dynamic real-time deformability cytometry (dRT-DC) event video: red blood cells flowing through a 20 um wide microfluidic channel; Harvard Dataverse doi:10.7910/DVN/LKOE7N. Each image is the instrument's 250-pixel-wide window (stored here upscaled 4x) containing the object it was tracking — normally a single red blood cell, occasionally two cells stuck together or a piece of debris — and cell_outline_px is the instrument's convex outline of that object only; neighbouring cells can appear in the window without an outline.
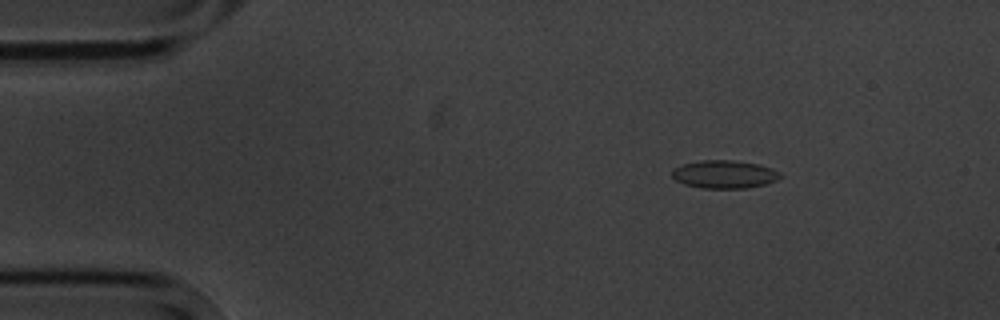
{"species": "common noctule bat (a hibernating species)", "species_latin": "Nyctalus noctula", "temperature_condition": "cold", "stored_images_in_passage": 6, "camera_frame_rate_fps": 3000, "um_per_image_px": 0.085, "animal": {"sex": "male", "body_mass_g": 20.1, "forearm_length_mm": 53.5}, "frame": {"image": 1, "passage_image": 3, "time_ms": 2.333, "image_size_px": [1000, 320], "cell_outline_px": [[784, 176], [776, 180], [764, 184], [744, 188], [700, 188], [684, 184], [676, 180], [672, 176], [672, 168], [684, 164], [700, 160], [732, 160], [760, 164], [772, 168], [780, 172]], "centroid_in_image_um": [61.58, 14.81], "position_along_channel_um": 23.4, "area_um2": 17.74}}
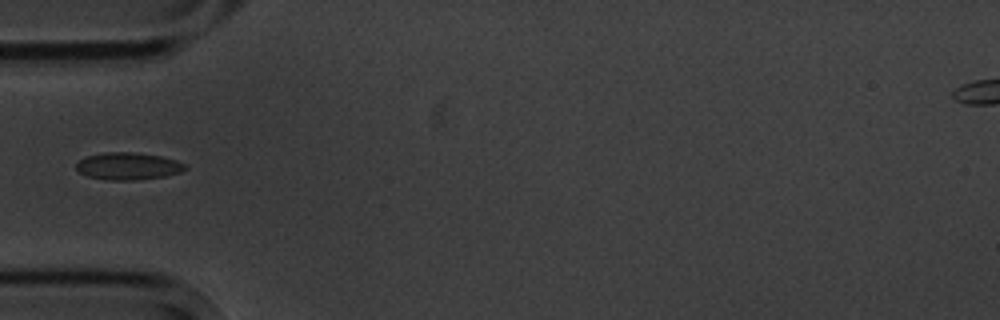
{"frame": {"image": 2, "passage_image": 6, "time_ms": 5.667, "image_size_px": [1000, 320], "cell_outline_px": [[188, 168], [180, 172], [164, 176], [136, 180], [104, 180], [88, 176], [80, 172], [76, 168], [76, 164], [80, 160], [88, 156], [104, 152], [136, 152], [160, 156], [176, 160], [184, 164]], "centroid_in_image_um": [10.89, 14.12], "position_along_channel_um": 74.1, "area_um2": 17.22}}